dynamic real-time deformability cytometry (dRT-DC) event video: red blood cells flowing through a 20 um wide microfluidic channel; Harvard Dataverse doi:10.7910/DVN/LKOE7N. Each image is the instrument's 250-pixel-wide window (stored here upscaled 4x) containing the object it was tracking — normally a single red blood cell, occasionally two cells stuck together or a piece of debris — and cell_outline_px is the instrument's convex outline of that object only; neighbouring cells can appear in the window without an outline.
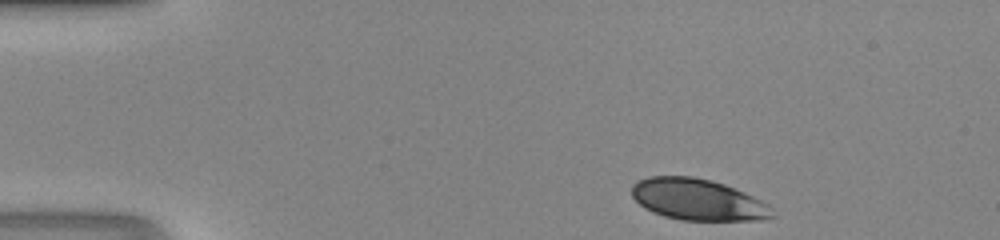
{"species": "human", "species_latin": "Homo sapiens", "temperature_condition": "room temperature", "stored_images_in_passage": 40, "camera_frame_rate_fps": 3000, "um_per_image_px": 0.085, "donor": {"sex": "male"}, "frame": {"image": 1, "passage_image": 1, "time_ms": 0.0, "image_size_px": [1000, 240], "cell_outline_px": [[776, 216], [764, 220], [680, 220], [664, 216], [652, 212], [644, 208], [632, 196], [632, 184], [648, 176], [692, 176], [712, 180], [724, 184], [744, 192], [768, 204], [772, 208]], "centroid_in_image_um": [59.32, 16.97], "position_along_channel_um": 25.7, "area_um2": 33.99}}
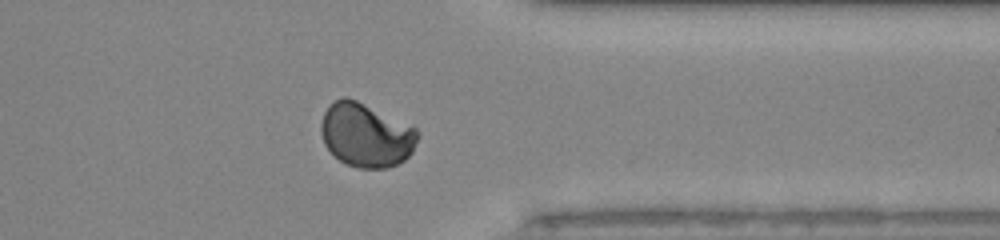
{"frame": {"image": 2, "passage_image": 31, "time_ms": 10.0, "image_size_px": [1000, 240], "cell_outline_px": [[420, 136], [412, 152], [404, 160], [388, 168], [360, 168], [348, 164], [340, 160], [324, 144], [320, 132], [320, 124], [324, 112], [328, 104], [344, 96], [356, 100], [412, 124], [420, 132]], "centroid_in_image_um": [31.14, 11.46], "position_along_channel_um": 380.3, "area_um2": 36.3}}
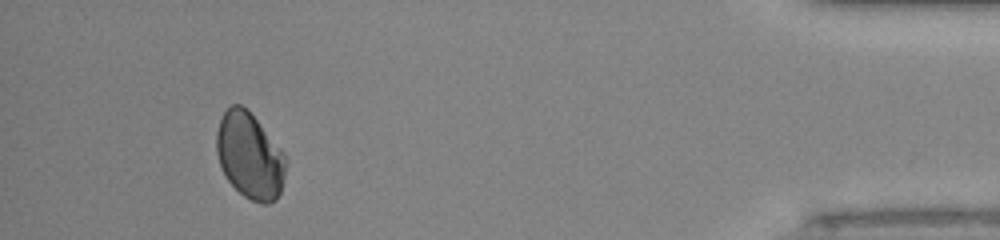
{"frame": {"image": 3, "passage_image": 37, "time_ms": 12.0, "image_size_px": [1000, 240], "cell_outline_px": [[288, 160], [280, 192], [276, 200], [268, 204], [260, 204], [244, 196], [228, 180], [220, 164], [216, 152], [216, 132], [220, 120], [224, 112], [232, 104], [240, 104], [248, 108], [284, 152]], "centroid_in_image_um": [21.25, 13.22], "position_along_channel_um": 414.0, "area_um2": 34.97}}